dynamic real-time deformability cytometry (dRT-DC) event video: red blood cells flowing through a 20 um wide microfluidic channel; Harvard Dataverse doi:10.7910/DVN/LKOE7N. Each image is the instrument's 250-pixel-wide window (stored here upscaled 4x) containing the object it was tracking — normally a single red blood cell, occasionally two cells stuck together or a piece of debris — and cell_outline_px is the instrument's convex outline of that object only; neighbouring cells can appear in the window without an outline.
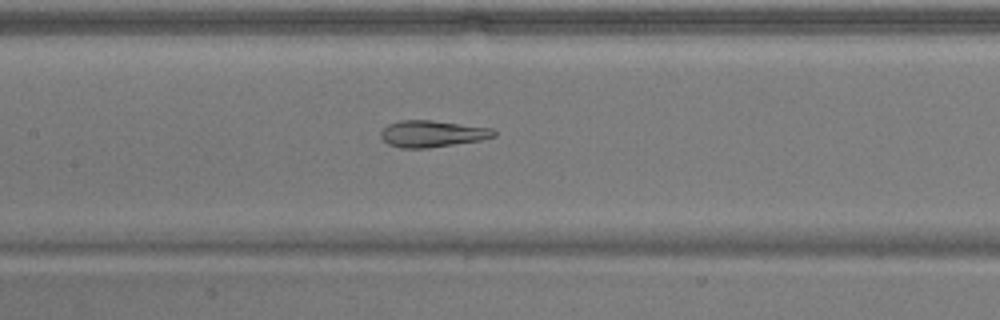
{"species": "common noctule bat (a hibernating species)", "species_latin": "Nyctalus noctula", "temperature_condition": "warm", "stored_images_in_passage": 53, "camera_frame_rate_fps": 3000, "um_per_image_px": 0.085, "animal": {"sex": "male", "body_mass_g": 17.9}, "frame": {"image": 1, "passage_image": 25, "time_ms": 8.0, "image_size_px": [1000, 320], "cell_outline_px": [[496, 136], [480, 140], [428, 148], [400, 148], [388, 144], [380, 136], [380, 132], [388, 124], [400, 120], [432, 120], [492, 128], [496, 132]], "centroid_in_image_um": [36.72, 11.37], "position_along_channel_um": 170.7, "area_um2": 17.51}}
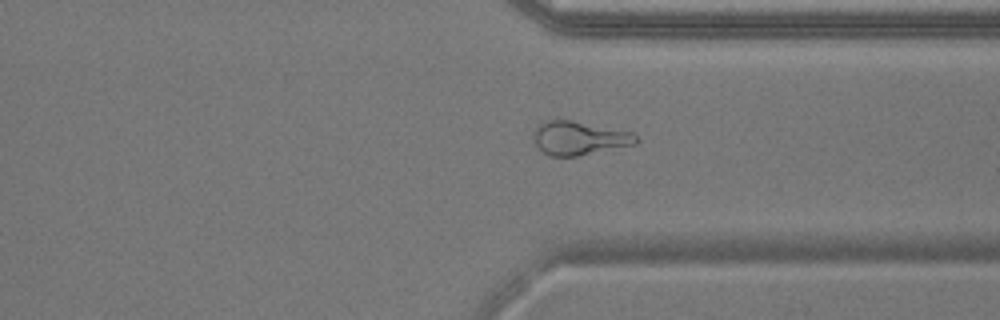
{"frame": {"image": 2, "passage_image": 40, "time_ms": 13.0, "image_size_px": [1000, 320], "cell_outline_px": [[640, 140], [636, 144], [576, 156], [552, 156], [540, 152], [532, 136], [532, 132], [544, 120], [572, 120], [632, 132]], "centroid_in_image_um": [49.2, 11.74], "position_along_channel_um": 362.2, "area_um2": 20.17}}
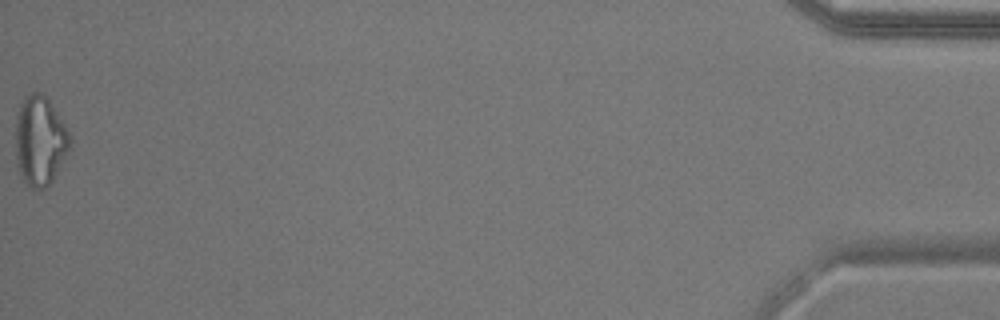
{"frame": {"image": 3, "passage_image": 53, "time_ms": 17.333, "image_size_px": [1000, 320], "cell_outline_px": [[72, 148], [52, 180], [44, 188], [32, 188], [24, 180], [16, 164], [16, 116], [20, 104], [24, 96], [32, 92], [40, 92], [48, 100], [64, 124], [72, 140]], "centroid_in_image_um": [3.4, 11.96], "position_along_channel_um": 431.8, "area_um2": 28.26}, "authors_computed_cell_mechanics": {"area_um2": 22.0796, "velocity_mm_per_s": 3.8398, "shape_relaxation_time_tau1_ms": 9.0107, "shape_relaxation_time_tau2_ms": 1.7703, "deformation_change_tau1": 0.2523, "deformation_change_tau2": 0.0927}}